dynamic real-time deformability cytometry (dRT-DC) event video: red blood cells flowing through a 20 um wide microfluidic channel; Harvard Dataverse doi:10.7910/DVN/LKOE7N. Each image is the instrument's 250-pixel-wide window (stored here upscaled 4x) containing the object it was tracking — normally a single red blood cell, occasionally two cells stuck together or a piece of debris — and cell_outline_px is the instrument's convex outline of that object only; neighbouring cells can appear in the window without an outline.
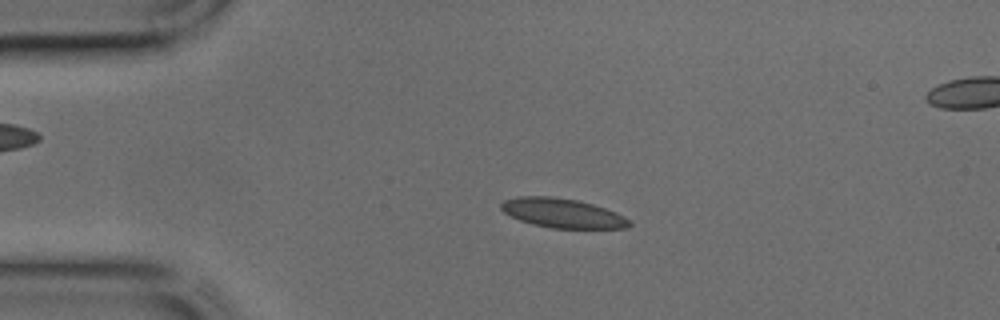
{"species": "common noctule bat (a hibernating species)", "species_latin": "Nyctalus noctula", "temperature_condition": "cold", "stored_images_in_passage": 45, "camera_frame_rate_fps": 3000, "um_per_image_px": 0.085, "animal": {"sex": "male", "body_mass_g": 17.9, "forearm_length_mm": 54.2}, "frame": {"image": 1, "passage_image": 10, "time_ms": 3.0, "image_size_px": [1000, 320], "cell_outline_px": [[632, 224], [628, 228], [552, 228], [532, 224], [520, 220], [504, 212], [500, 208], [500, 204], [504, 200], [520, 196], [552, 196], [576, 200], [592, 204], [616, 212], [632, 220]], "centroid_in_image_um": [47.83, 18.12], "position_along_channel_um": 37.2, "area_um2": 21.91}}
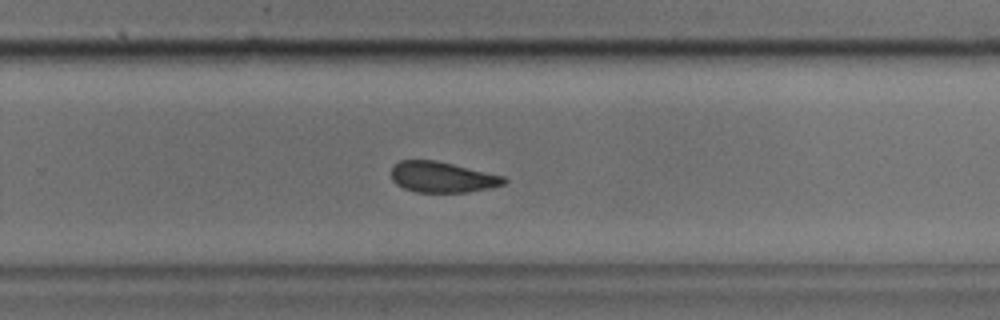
{"frame": {"image": 2, "passage_image": 29, "time_ms": 9.333, "image_size_px": [1000, 320], "cell_outline_px": [[508, 180], [504, 184], [488, 188], [468, 192], [416, 192], [404, 188], [396, 184], [392, 180], [392, 168], [400, 160], [436, 160], [504, 176]], "centroid_in_image_um": [37.59, 15.05], "position_along_channel_um": 292.2, "area_um2": 20.06}}
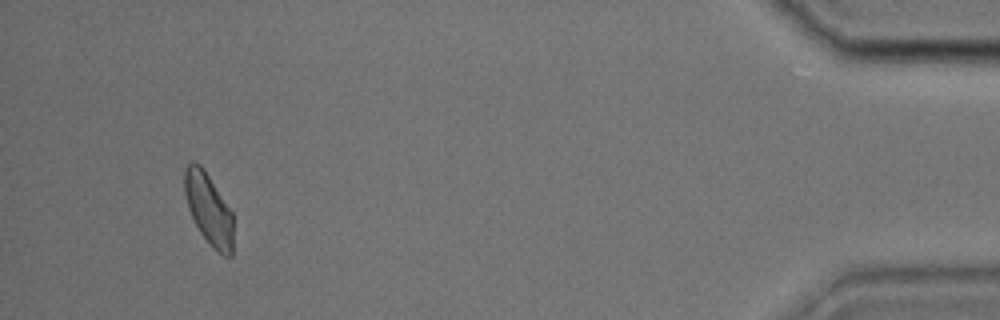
{"frame": {"image": 3, "passage_image": 42, "time_ms": 13.667, "image_size_px": [1000, 320], "cell_outline_px": [[232, 256], [224, 256], [216, 252], [208, 244], [200, 232], [188, 208], [184, 192], [184, 168], [192, 160], [200, 164], [204, 168], [232, 212]], "centroid_in_image_um": [17.72, 17.76], "position_along_channel_um": 417.5, "area_um2": 20.35}}